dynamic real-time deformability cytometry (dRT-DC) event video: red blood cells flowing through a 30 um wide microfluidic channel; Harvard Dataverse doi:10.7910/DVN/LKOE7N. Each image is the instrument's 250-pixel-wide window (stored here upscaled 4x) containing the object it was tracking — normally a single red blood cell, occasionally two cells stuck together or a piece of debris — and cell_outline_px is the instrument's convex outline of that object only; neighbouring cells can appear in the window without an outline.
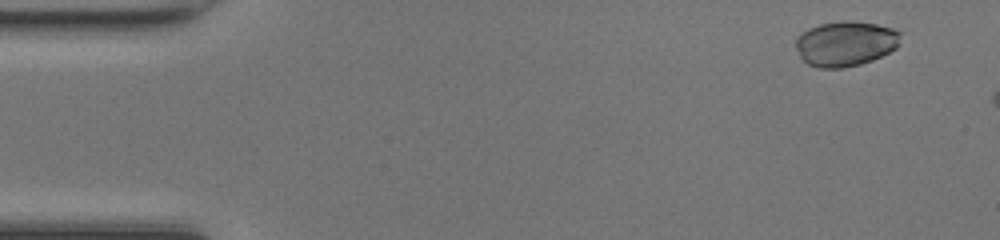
{"species": "common noctule bat (a hibernating species)", "species_latin": "Nyctalus noctula", "temperature_condition": "room temperature", "stored_images_in_passage": 8, "segment_of_instrument_passage": [1, 2], "camera_frame_rate_fps": 3000, "um_per_image_px": 0.085, "animal": {"sex": "female", "body_mass_g": 17.0, "forearm_length_mm": 48.0}, "frame": {"image": 1, "passage_image": 4, "time_ms": 1.0, "image_size_px": [1000, 240], "cell_outline_px": [[900, 44], [896, 48], [872, 60], [860, 64], [840, 68], [820, 68], [808, 64], [800, 56], [796, 48], [796, 36], [808, 28], [820, 24], [844, 20], [852, 20], [876, 24], [892, 28], [900, 32]], "centroid_in_image_um": [71.86, 3.69], "position_along_channel_um": 13.1, "area_um2": 27.57}}